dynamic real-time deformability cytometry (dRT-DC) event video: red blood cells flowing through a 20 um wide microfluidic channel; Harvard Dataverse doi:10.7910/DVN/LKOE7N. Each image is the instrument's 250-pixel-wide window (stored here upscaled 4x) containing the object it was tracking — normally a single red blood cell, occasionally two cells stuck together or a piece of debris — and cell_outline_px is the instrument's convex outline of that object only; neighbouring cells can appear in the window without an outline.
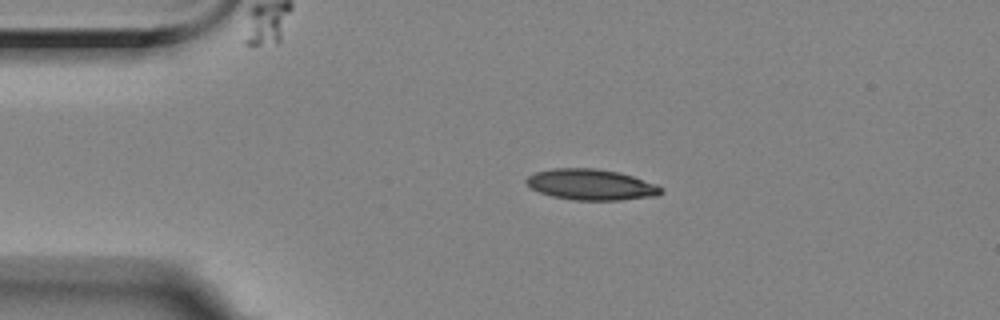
{"species": "Egyptian fruit bat (a non-hibernating species)", "species_latin": "Rousettus aegyptiacus", "temperature_condition": "room temperature", "stored_images_in_passage": 46, "camera_frame_rate_fps": 3000, "um_per_image_px": 0.085, "animal": {"sex": "female"}, "frame": {"image": 1, "passage_image": 1, "time_ms": 0.0, "image_size_px": [1000, 320], "cell_outline_px": [[664, 192], [656, 196], [620, 200], [572, 200], [552, 196], [540, 192], [532, 188], [524, 180], [528, 176], [536, 172], [552, 168], [596, 168], [620, 172], [656, 184], [664, 188]], "centroid_in_image_um": [50.27, 15.69], "position_along_channel_um": 34.7, "area_um2": 24.33}}
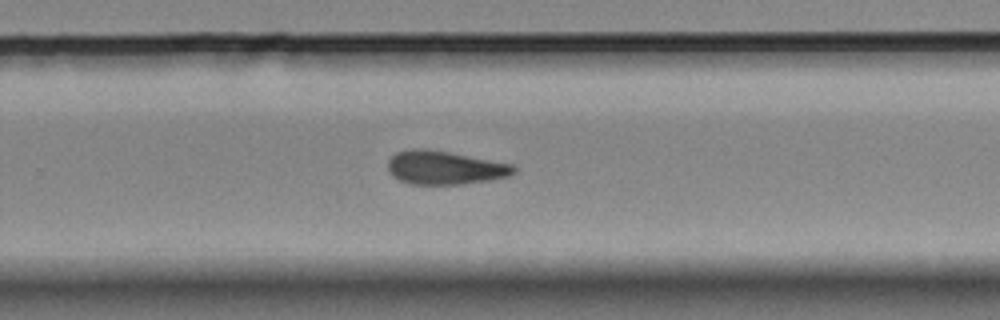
{"frame": {"image": 2, "passage_image": 26, "time_ms": 8.333, "image_size_px": [1000, 320], "cell_outline_px": [[516, 172], [508, 176], [488, 180], [460, 184], [412, 184], [400, 180], [392, 176], [388, 172], [388, 160], [396, 152], [412, 148], [428, 148], [512, 164], [516, 168]], "centroid_in_image_um": [37.77, 14.24], "position_along_channel_um": 292.0, "area_um2": 24.57}}
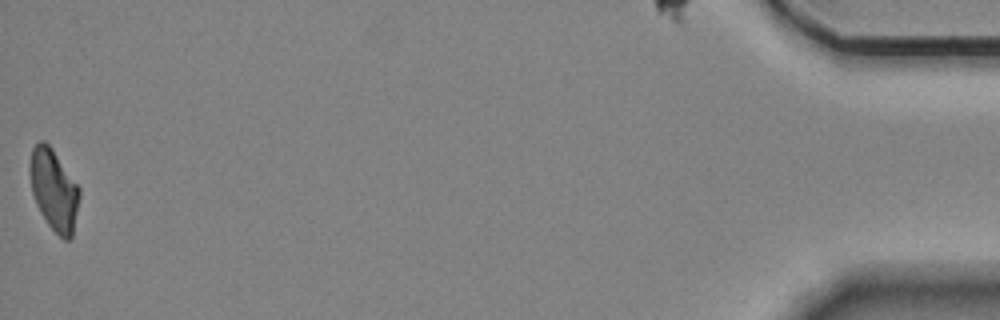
{"frame": {"image": 3, "passage_image": 46, "time_ms": 15.0, "image_size_px": [1000, 320], "cell_outline_px": [[80, 196], [72, 236], [68, 240], [64, 240], [48, 224], [36, 204], [32, 192], [28, 172], [28, 168], [32, 148], [40, 140], [44, 140], [52, 148], [80, 188]], "centroid_in_image_um": [4.56, 16.11], "position_along_channel_um": 430.6, "area_um2": 23.41}, "authors_computed_cell_mechanics": {"area_um2": 24.7962, "velocity_mm_per_s": 3.5068, "shape_relaxation_time_tau1_ms": 10.3268, "shape_relaxation_time_tau2_ms": 7.7072, "deformation_change_tau1": 0.201, "deformation_change_tau2": 0.1672}}